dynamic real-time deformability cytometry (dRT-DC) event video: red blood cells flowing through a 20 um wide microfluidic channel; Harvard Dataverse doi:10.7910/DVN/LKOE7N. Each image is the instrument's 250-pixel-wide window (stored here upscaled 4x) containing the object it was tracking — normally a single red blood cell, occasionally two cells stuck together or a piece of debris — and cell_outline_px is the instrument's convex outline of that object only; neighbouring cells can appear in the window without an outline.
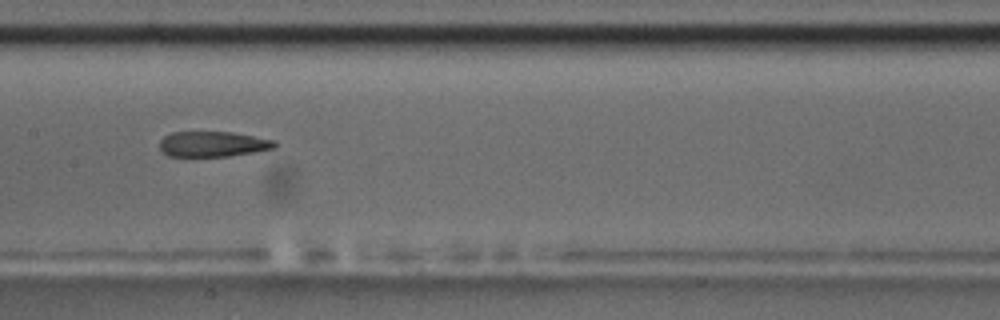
{"species": "common noctule bat (a hibernating species)", "species_latin": "Nyctalus noctula", "temperature_condition": "room temperature", "stored_images_in_passage": 49, "camera_frame_rate_fps": 3000, "um_per_image_px": 0.085, "animal": {"sex": "male", "body_mass_g": 17.5, "forearm_length_mm": 52.3}, "frame": {"image": 1, "passage_image": 22, "time_ms": 7.0, "image_size_px": [1000, 320], "cell_outline_px": [[276, 148], [228, 156], [168, 156], [160, 148], [160, 140], [164, 136], [172, 132], [232, 132], [276, 140]], "centroid_in_image_um": [18.1, 12.24], "position_along_channel_um": 189.3, "area_um2": 16.94}, "authors_computed_cell_mechanics": {"area_um2": 18.9006, "velocity_mm_per_s": 3.6973, "shape_relaxation_time_tau1_ms": null, "shape_relaxation_time_tau2_ms": 3.4045, "deformation_change_tau1": null, "deformation_change_tau2": 0.1453}}